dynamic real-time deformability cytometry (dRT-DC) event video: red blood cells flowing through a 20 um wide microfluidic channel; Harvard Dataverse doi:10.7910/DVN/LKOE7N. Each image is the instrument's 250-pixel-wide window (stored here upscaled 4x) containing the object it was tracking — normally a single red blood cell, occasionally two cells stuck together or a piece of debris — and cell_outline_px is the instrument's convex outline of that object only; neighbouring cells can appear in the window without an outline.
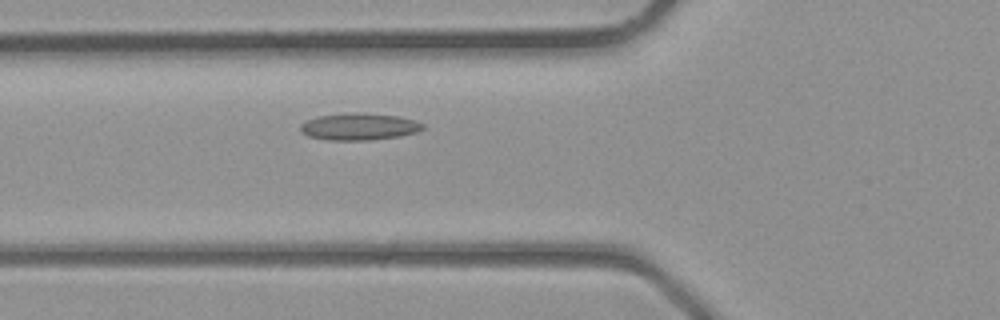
{"species": "common noctule bat (a hibernating species)", "species_latin": "Nyctalus noctula", "temperature_condition": "room temperature", "stored_images_in_passage": 27, "camera_frame_rate_fps": 3000, "um_per_image_px": 0.085, "animal": {"sex": "male", "body_mass_g": 23.1, "forearm_length_mm": 52.7}, "frame": {"image": 1, "passage_image": 3, "time_ms": 0.667, "image_size_px": [1000, 320], "cell_outline_px": [[424, 128], [416, 132], [400, 136], [372, 140], [328, 140], [308, 136], [300, 132], [300, 124], [316, 116], [352, 112], [364, 112], [396, 116], [416, 120], [424, 124]], "centroid_in_image_um": [30.51, 10.76], "position_along_channel_um": 95.3, "area_um2": 19.42}}
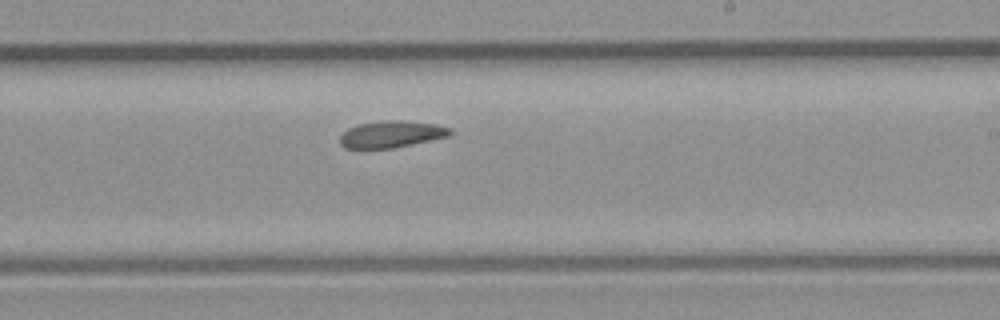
{"frame": {"image": 2, "passage_image": 12, "time_ms": 3.667, "image_size_px": [1000, 320], "cell_outline_px": [[452, 132], [448, 136], [412, 144], [392, 148], [344, 148], [340, 144], [340, 136], [348, 128], [360, 124], [380, 120], [400, 120], [436, 124], [448, 128]], "centroid_in_image_um": [33.23, 11.4], "position_along_channel_um": 255.8, "area_um2": 16.99}}
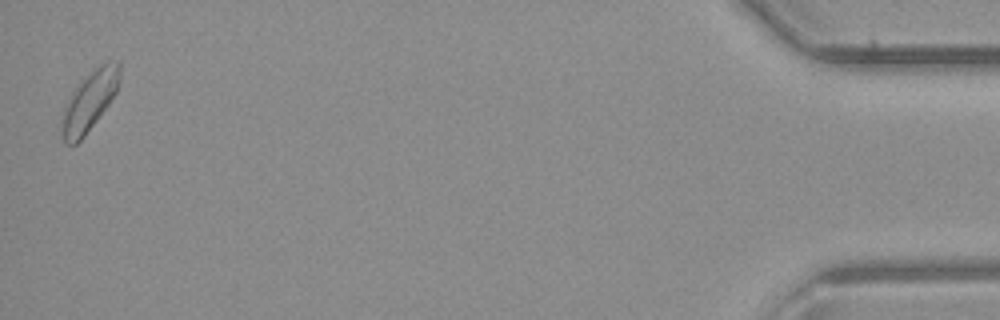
{"frame": {"image": 3, "passage_image": 27, "time_ms": 8.667, "image_size_px": [1000, 320], "cell_outline_px": [[120, 80], [116, 92], [108, 104], [84, 136], [76, 144], [64, 144], [60, 120], [64, 108], [72, 92], [80, 80], [92, 68], [104, 60], [120, 60]], "centroid_in_image_um": [7.61, 8.51], "position_along_channel_um": 427.6, "area_um2": 20.4}}